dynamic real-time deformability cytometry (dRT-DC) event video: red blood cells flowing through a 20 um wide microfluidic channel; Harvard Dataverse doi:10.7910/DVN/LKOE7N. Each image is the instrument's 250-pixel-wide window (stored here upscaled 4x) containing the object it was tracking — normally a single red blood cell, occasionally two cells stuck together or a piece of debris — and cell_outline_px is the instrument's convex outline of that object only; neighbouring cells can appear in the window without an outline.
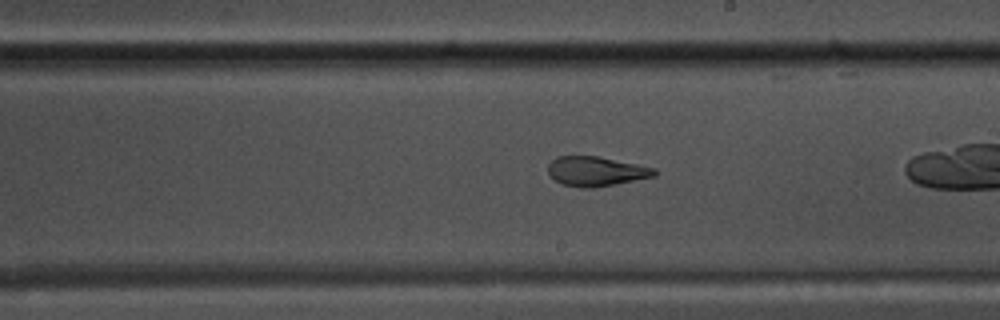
{"species": "common noctule bat (a hibernating species)", "species_latin": "Nyctalus noctula", "temperature_condition": "warm", "stored_images_in_passage": 27, "camera_frame_rate_fps": 3000, "um_per_image_px": 0.085, "animal": {"sex": "male", "body_mass_g": 17.5, "forearm_length_mm": 52.3}, "frame": {"image": 1, "passage_image": 16, "time_ms": 5.0, "image_size_px": [1000, 320], "cell_outline_px": [[656, 176], [616, 184], [592, 188], [580, 188], [564, 184], [556, 180], [548, 172], [548, 164], [556, 156], [600, 156], [656, 168]], "centroid_in_image_um": [50.68, 14.55], "position_along_channel_um": 238.3, "area_um2": 18.38}}